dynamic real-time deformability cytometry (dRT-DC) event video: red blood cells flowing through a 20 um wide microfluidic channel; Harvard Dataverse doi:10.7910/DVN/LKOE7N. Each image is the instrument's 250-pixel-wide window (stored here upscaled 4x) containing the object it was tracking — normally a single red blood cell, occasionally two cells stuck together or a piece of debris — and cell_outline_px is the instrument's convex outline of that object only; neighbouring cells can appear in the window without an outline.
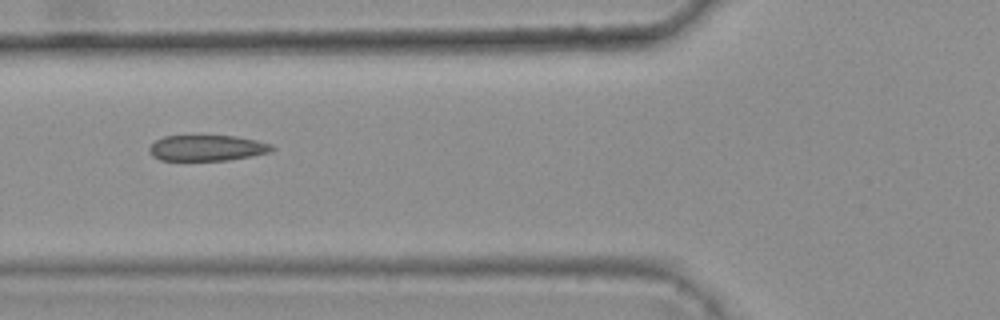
{"species": "common noctule bat (a hibernating species)", "species_latin": "Nyctalus noctula", "temperature_condition": "warm", "stored_images_in_passage": 5, "camera_frame_rate_fps": 3000, "um_per_image_px": 0.085, "animal": {"sex": "female", "body_mass_g": 25.1}, "frame": {"image": 1, "passage_image": 5, "time_ms": 1.333, "image_size_px": [1000, 320], "cell_outline_px": [[276, 148], [268, 152], [252, 156], [228, 160], [160, 160], [152, 156], [148, 148], [156, 140], [164, 136], [236, 136], [256, 140], [272, 144]], "centroid_in_image_um": [17.6, 12.58], "position_along_channel_um": 108.2, "area_um2": 18.38}}